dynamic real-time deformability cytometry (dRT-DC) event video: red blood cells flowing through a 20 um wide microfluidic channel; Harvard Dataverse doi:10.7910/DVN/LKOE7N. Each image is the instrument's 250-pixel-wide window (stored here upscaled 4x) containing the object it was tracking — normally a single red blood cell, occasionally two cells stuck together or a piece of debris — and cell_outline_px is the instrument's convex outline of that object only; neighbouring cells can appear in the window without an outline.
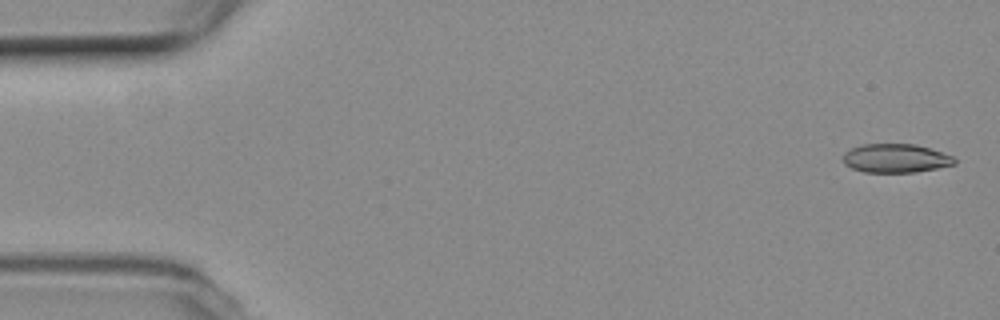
{"species": "common noctule bat (a hibernating species)", "species_latin": "Nyctalus noctula", "temperature_condition": "room temperature", "stored_images_in_passage": 15, "camera_frame_rate_fps": 3000, "um_per_image_px": 0.085, "animal": {"sex": "female", "body_mass_g": 19.3, "forearm_length_mm": 54.1}, "frame": {"image": 1, "passage_image": 2, "time_ms": 0.333, "image_size_px": [1000, 320], "cell_outline_px": [[956, 164], [936, 168], [912, 172], [864, 172], [852, 168], [844, 164], [844, 152], [852, 148], [864, 144], [916, 144], [952, 156], [956, 160]], "centroid_in_image_um": [76.12, 13.45], "position_along_channel_um": 8.9, "area_um2": 18.44}}
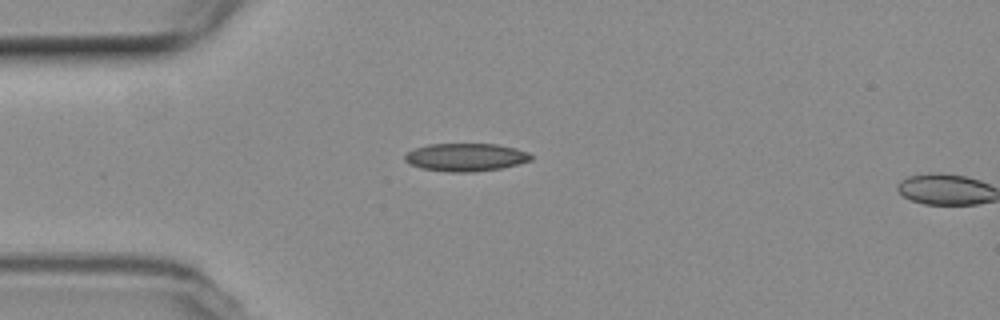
{"frame": {"image": 2, "passage_image": 14, "time_ms": 4.333, "image_size_px": [1000, 320], "cell_outline_px": [[532, 160], [500, 168], [472, 172], [448, 172], [420, 168], [408, 164], [404, 160], [404, 156], [412, 148], [428, 144], [496, 144], [516, 148], [528, 152], [532, 156]], "centroid_in_image_um": [39.54, 13.36], "position_along_channel_um": 45.5, "area_um2": 20.63}}